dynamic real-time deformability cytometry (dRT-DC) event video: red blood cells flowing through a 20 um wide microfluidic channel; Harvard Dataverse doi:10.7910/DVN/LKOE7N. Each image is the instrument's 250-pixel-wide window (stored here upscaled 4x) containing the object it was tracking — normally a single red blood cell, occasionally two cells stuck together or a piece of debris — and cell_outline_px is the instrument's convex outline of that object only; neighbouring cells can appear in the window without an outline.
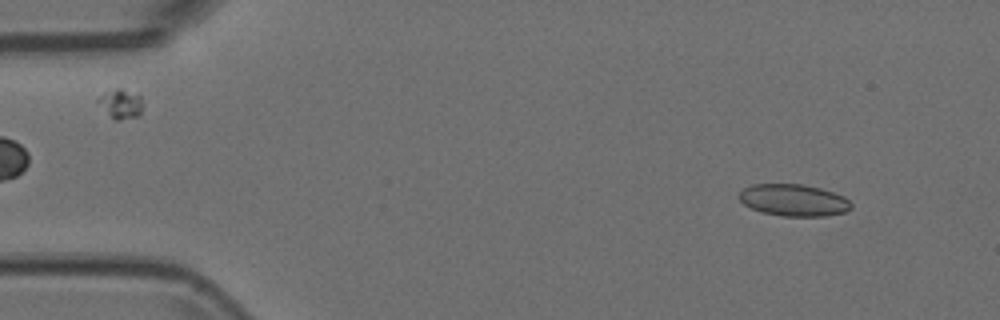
{"species": "Egyptian fruit bat (a non-hibernating species)", "species_latin": "Rousettus aegyptiacus", "temperature_condition": "room temperature", "stored_images_in_passage": 11, "camera_frame_rate_fps": 3000, "um_per_image_px": 0.085, "animal": {"sex": "female"}, "frame": {"image": 1, "passage_image": 2, "time_ms": 0.333, "image_size_px": [1000, 320], "cell_outline_px": [[852, 208], [844, 212], [824, 216], [780, 216], [760, 212], [744, 204], [736, 196], [744, 188], [752, 184], [804, 184], [820, 188], [844, 196], [852, 204]], "centroid_in_image_um": [67.44, 17.01], "position_along_channel_um": 17.6, "area_um2": 20.92}}